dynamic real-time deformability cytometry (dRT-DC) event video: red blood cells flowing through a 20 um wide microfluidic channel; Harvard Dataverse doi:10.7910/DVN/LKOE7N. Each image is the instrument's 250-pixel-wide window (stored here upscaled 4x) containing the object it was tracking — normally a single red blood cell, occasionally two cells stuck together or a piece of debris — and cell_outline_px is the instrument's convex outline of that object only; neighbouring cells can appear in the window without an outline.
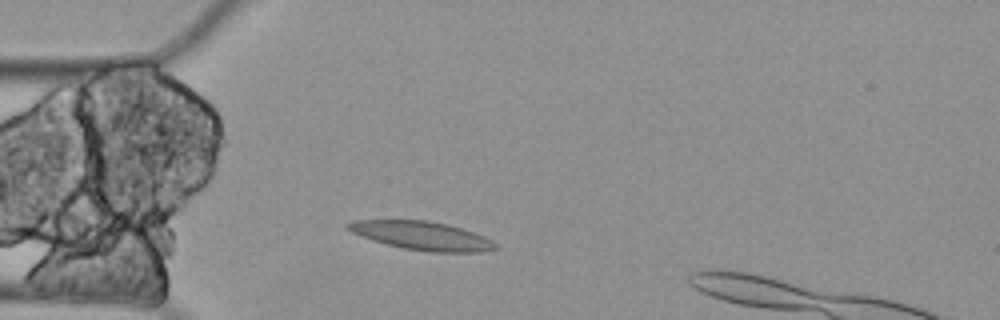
{"species": "Egyptian fruit bat (a non-hibernating species)", "species_latin": "Rousettus aegyptiacus", "temperature_condition": "cold", "stored_images_in_passage": 4, "camera_frame_rate_fps": 3000, "um_per_image_px": 0.085, "animal": {"sex": "female"}, "frame": {"image": 1, "passage_image": 3, "time_ms": 0.667, "image_size_px": [1000, 320], "cell_outline_px": [[500, 248], [480, 252], [428, 252], [404, 248], [372, 240], [360, 236], [344, 228], [344, 224], [352, 220], [428, 220], [448, 224], [484, 236], [500, 244]], "centroid_in_image_um": [35.86, 20.03], "position_along_channel_um": 49.1, "area_um2": 24.74}}